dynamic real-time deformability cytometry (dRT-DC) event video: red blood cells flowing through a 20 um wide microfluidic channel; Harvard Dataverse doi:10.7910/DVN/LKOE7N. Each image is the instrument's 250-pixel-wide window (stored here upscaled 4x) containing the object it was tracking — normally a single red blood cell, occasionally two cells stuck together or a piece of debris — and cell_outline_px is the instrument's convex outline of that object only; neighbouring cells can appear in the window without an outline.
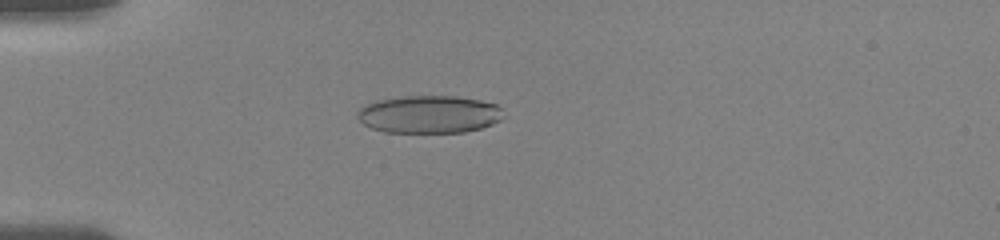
{"species": "human", "species_latin": "Homo sapiens", "temperature_condition": "room temperature", "stored_images_in_passage": 33, "camera_frame_rate_fps": 3000, "um_per_image_px": 0.085, "donor": {"sex": "female"}, "frame": {"image": 1, "passage_image": 10, "time_ms": 5.0, "image_size_px": [1000, 240], "cell_outline_px": [[504, 108], [500, 120], [492, 124], [480, 128], [464, 132], [384, 132], [372, 128], [364, 124], [356, 116], [356, 112], [360, 108], [376, 100], [404, 96], [456, 96], [480, 100], [496, 104]], "centroid_in_image_um": [36.48, 9.71], "position_along_channel_um": 48.5, "area_um2": 32.08}}
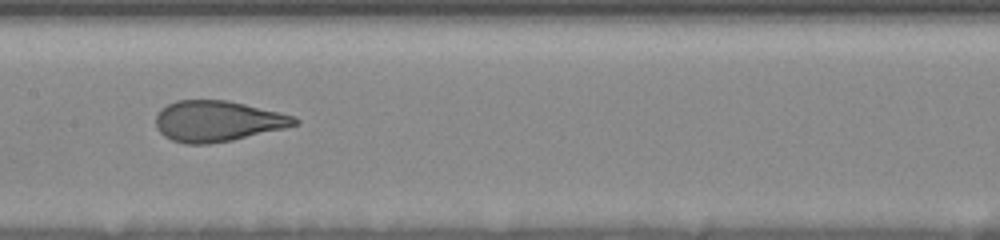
{"frame": {"image": 2, "passage_image": 18, "time_ms": 9.333, "image_size_px": [1000, 240], "cell_outline_px": [[300, 124], [284, 128], [232, 140], [208, 144], [184, 144], [172, 140], [164, 136], [156, 128], [156, 116], [160, 108], [176, 100], [228, 100], [296, 116], [300, 120]], "centroid_in_image_um": [18.49, 10.29], "position_along_channel_um": 188.9, "area_um2": 33.12}}
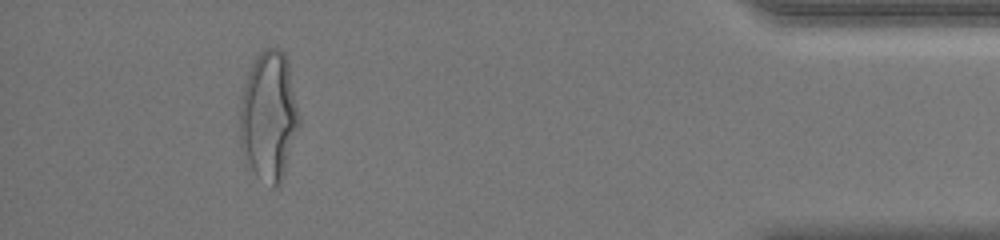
{"frame": {"image": 3, "passage_image": 31, "time_ms": 16.667, "image_size_px": [1000, 240], "cell_outline_px": [[300, 128], [284, 176], [280, 184], [276, 188], [272, 188], [256, 176], [244, 164], [240, 148], [240, 100], [244, 80], [256, 56], [268, 44], [280, 48], [284, 52], [288, 60], [300, 116]], "centroid_in_image_um": [22.85, 9.9], "position_along_channel_um": 412.4, "area_um2": 46.36}, "authors_computed_cell_mechanics": {"area_um2": 34.1598, "velocity_mm_per_s": 3.7154, "shape_relaxation_time_tau1_ms": 4.3307, "shape_relaxation_time_tau2_ms": null, "deformation_change_tau1": 0.1798, "deformation_change_tau2": null}}